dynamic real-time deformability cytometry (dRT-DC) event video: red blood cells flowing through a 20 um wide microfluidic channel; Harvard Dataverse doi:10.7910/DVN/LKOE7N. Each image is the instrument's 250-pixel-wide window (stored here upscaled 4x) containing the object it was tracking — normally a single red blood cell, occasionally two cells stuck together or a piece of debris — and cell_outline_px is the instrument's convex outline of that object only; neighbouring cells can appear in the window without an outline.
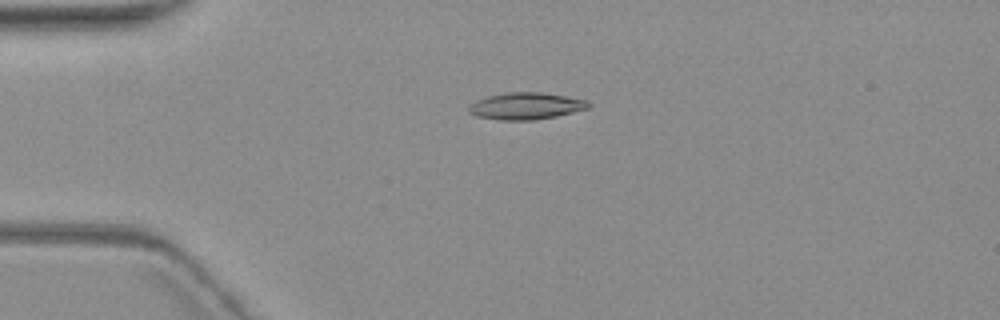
{"species": "common noctule bat (a hibernating species)", "species_latin": "Nyctalus noctula", "temperature_condition": "warm", "stored_images_in_passage": 5, "camera_frame_rate_fps": 3000, "um_per_image_px": 0.085, "animal": {"sex": "female", "body_mass_g": 19.3, "forearm_length_mm": 54.1}, "frame": {"image": 1, "passage_image": 4, "time_ms": 4.667, "image_size_px": [1000, 320], "cell_outline_px": [[592, 104], [588, 108], [556, 116], [536, 120], [500, 120], [476, 116], [468, 112], [468, 104], [476, 100], [488, 96], [504, 92], [540, 92], [588, 100]], "centroid_in_image_um": [44.67, 9.01], "position_along_channel_um": 40.3, "area_um2": 18.84}}